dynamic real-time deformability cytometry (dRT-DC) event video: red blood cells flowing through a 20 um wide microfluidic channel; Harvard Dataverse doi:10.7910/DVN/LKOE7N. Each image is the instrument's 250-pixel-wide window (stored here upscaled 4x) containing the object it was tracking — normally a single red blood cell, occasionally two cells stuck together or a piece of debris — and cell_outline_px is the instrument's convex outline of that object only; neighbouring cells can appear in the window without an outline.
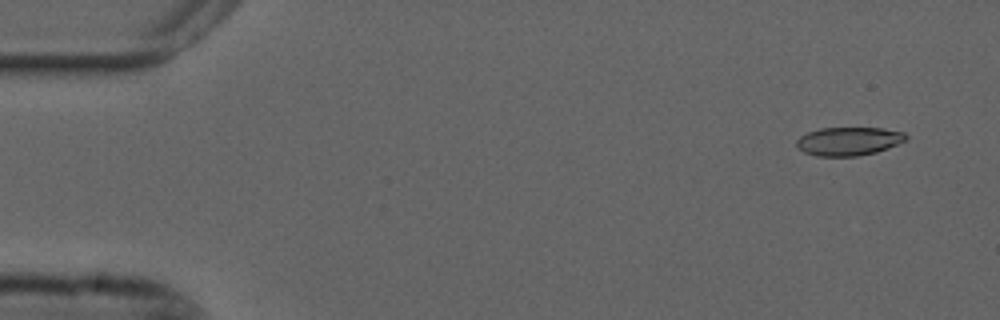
{"species": "common noctule bat (a hibernating species)", "species_latin": "Nyctalus noctula", "temperature_condition": "cold", "stored_images_in_passage": 22, "camera_frame_rate_fps": 3000, "um_per_image_px": 0.085, "animal": {"sex": "male", "forearm_length_mm": 52.5}, "frame": {"image": 1, "passage_image": 4, "time_ms": 1.0, "image_size_px": [1000, 320], "cell_outline_px": [[908, 140], [888, 148], [876, 152], [860, 156], [816, 156], [804, 152], [796, 148], [796, 140], [800, 136], [808, 132], [820, 128], [884, 128], [904, 132], [908, 136]], "centroid_in_image_um": [72.15, 12.01], "position_along_channel_um": 12.9, "area_um2": 18.38}}
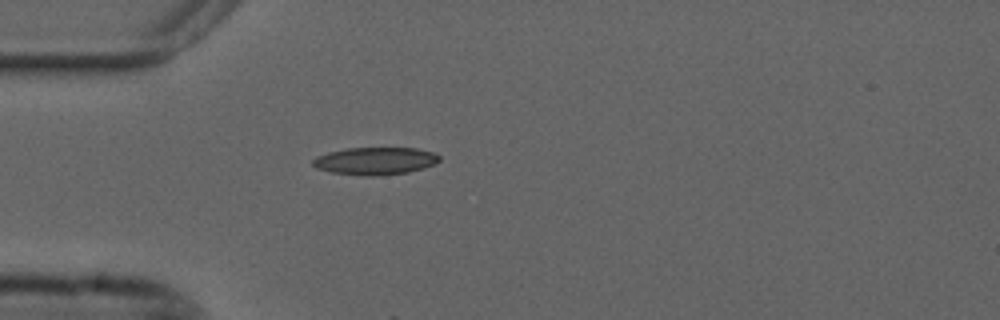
{"frame": {"image": 2, "passage_image": 16, "time_ms": 5.0, "image_size_px": [1000, 320], "cell_outline_px": [[440, 160], [424, 168], [408, 172], [372, 176], [368, 176], [332, 172], [316, 168], [312, 164], [312, 160], [316, 156], [328, 152], [348, 148], [416, 148], [432, 152], [440, 156]], "centroid_in_image_um": [31.87, 13.67], "position_along_channel_um": 53.1, "area_um2": 20.11}}
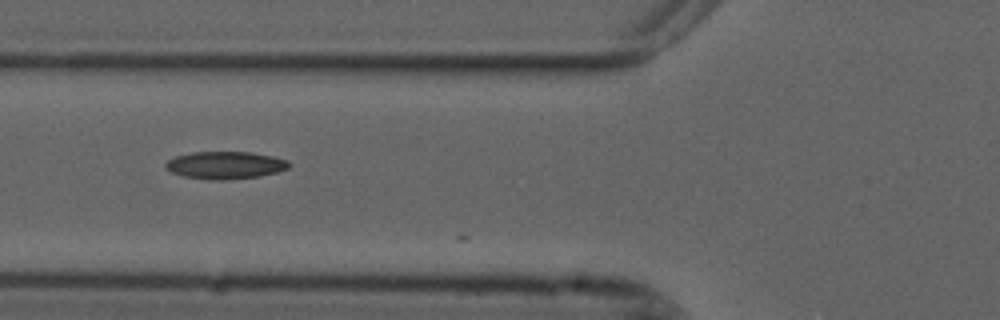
{"frame": {"image": 3, "passage_image": 21, "time_ms": 6.667, "image_size_px": [1000, 320], "cell_outline_px": [[292, 164], [288, 168], [276, 172], [260, 176], [224, 180], [212, 180], [184, 176], [172, 172], [164, 168], [164, 164], [168, 160], [176, 156], [192, 152], [252, 152], [272, 156], [288, 160]], "centroid_in_image_um": [19.15, 14.03], "position_along_channel_um": 106.6, "area_um2": 19.77}}